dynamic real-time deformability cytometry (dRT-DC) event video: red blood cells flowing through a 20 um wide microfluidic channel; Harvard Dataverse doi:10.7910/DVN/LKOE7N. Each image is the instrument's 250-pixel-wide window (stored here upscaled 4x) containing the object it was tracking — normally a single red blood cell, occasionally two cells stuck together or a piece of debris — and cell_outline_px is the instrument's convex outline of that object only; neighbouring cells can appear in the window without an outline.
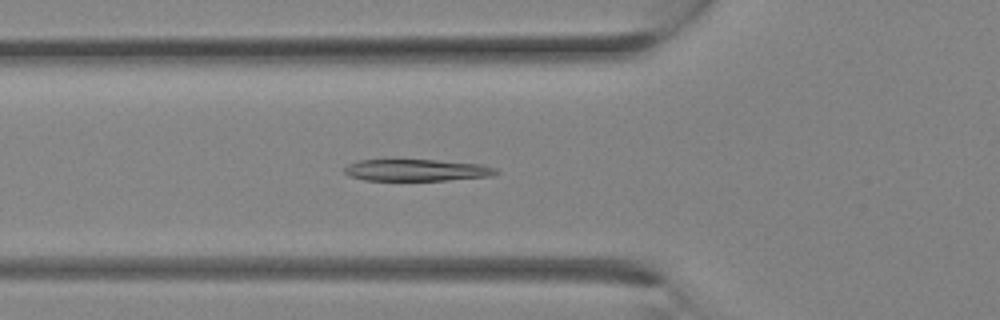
{"species": "Egyptian fruit bat (a non-hibernating species)", "species_latin": "Rousettus aegyptiacus", "temperature_condition": "room temperature", "stored_images_in_passage": 12, "camera_frame_rate_fps": 3000, "um_per_image_px": 0.085, "animal": {"sex": "female"}, "frame": {"image": 1, "passage_image": 10, "time_ms": 3.0, "image_size_px": [1000, 320], "cell_outline_px": [[500, 172], [492, 176], [448, 180], [364, 180], [348, 176], [344, 172], [344, 168], [348, 164], [360, 160], [392, 156], [480, 164], [496, 168]], "centroid_in_image_um": [35.32, 14.41], "position_along_channel_um": 90.5, "area_um2": 20.29}}
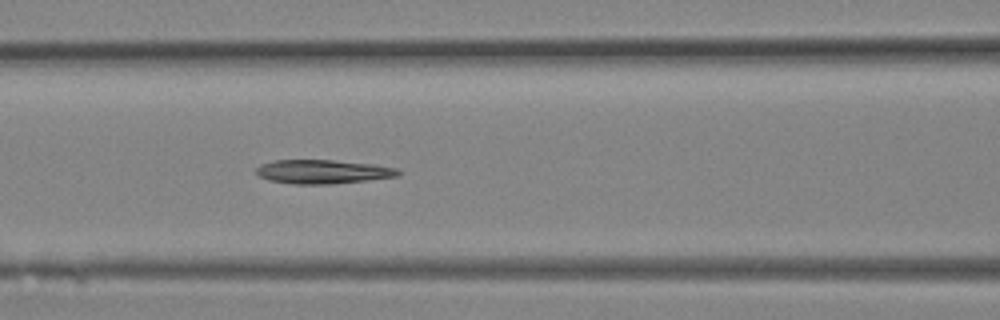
{"frame": {"image": 2, "passage_image": 12, "time_ms": 3.667, "image_size_px": [1000, 320], "cell_outline_px": [[400, 176], [368, 180], [332, 184], [292, 184], [268, 180], [260, 176], [256, 172], [256, 168], [260, 164], [276, 160], [332, 160], [372, 164], [396, 168], [400, 172]], "centroid_in_image_um": [27.43, 14.6], "position_along_channel_um": 139.2, "area_um2": 19.77}}